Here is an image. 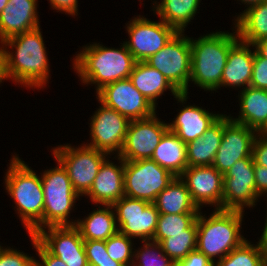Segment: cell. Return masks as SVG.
Here are the masks:
<instances>
[{"label":"cell","mask_w":267,"mask_h":266,"mask_svg":"<svg viewBox=\"0 0 267 266\" xmlns=\"http://www.w3.org/2000/svg\"><path fill=\"white\" fill-rule=\"evenodd\" d=\"M12 83L26 89L45 88L51 79L47 47L38 27L1 42Z\"/></svg>","instance_id":"6da1fadb"},{"label":"cell","mask_w":267,"mask_h":266,"mask_svg":"<svg viewBox=\"0 0 267 266\" xmlns=\"http://www.w3.org/2000/svg\"><path fill=\"white\" fill-rule=\"evenodd\" d=\"M120 44L115 48L90 42L73 55L72 68L82 85H95L96 93L109 83L130 77L136 61L125 43Z\"/></svg>","instance_id":"7a4b0ae2"},{"label":"cell","mask_w":267,"mask_h":266,"mask_svg":"<svg viewBox=\"0 0 267 266\" xmlns=\"http://www.w3.org/2000/svg\"><path fill=\"white\" fill-rule=\"evenodd\" d=\"M5 172V192L15 204L14 209L28 235L43 229L44 194L41 177L15 152Z\"/></svg>","instance_id":"3957f363"},{"label":"cell","mask_w":267,"mask_h":266,"mask_svg":"<svg viewBox=\"0 0 267 266\" xmlns=\"http://www.w3.org/2000/svg\"><path fill=\"white\" fill-rule=\"evenodd\" d=\"M231 30L216 29V32L195 39L190 37L192 63L189 87L193 83L206 92L221 90V78L230 48L239 40L234 26Z\"/></svg>","instance_id":"277c9868"},{"label":"cell","mask_w":267,"mask_h":266,"mask_svg":"<svg viewBox=\"0 0 267 266\" xmlns=\"http://www.w3.org/2000/svg\"><path fill=\"white\" fill-rule=\"evenodd\" d=\"M202 212L197 216L196 249L215 264L247 240L241 234L245 212L214 209L209 216Z\"/></svg>","instance_id":"5b68a950"},{"label":"cell","mask_w":267,"mask_h":266,"mask_svg":"<svg viewBox=\"0 0 267 266\" xmlns=\"http://www.w3.org/2000/svg\"><path fill=\"white\" fill-rule=\"evenodd\" d=\"M55 162L57 166L40 172L44 194L43 229L74 226L77 221L70 217L81 197L75 192L66 170Z\"/></svg>","instance_id":"8992f818"},{"label":"cell","mask_w":267,"mask_h":266,"mask_svg":"<svg viewBox=\"0 0 267 266\" xmlns=\"http://www.w3.org/2000/svg\"><path fill=\"white\" fill-rule=\"evenodd\" d=\"M50 151L53 158L66 170L75 192L81 199L89 192L102 163L110 156L83 142L80 146L59 144Z\"/></svg>","instance_id":"52a82bcc"},{"label":"cell","mask_w":267,"mask_h":266,"mask_svg":"<svg viewBox=\"0 0 267 266\" xmlns=\"http://www.w3.org/2000/svg\"><path fill=\"white\" fill-rule=\"evenodd\" d=\"M145 63L157 69L180 92L189 94L191 44L185 32H177L167 44Z\"/></svg>","instance_id":"ba28073f"},{"label":"cell","mask_w":267,"mask_h":266,"mask_svg":"<svg viewBox=\"0 0 267 266\" xmlns=\"http://www.w3.org/2000/svg\"><path fill=\"white\" fill-rule=\"evenodd\" d=\"M176 176L152 159L125 161V196L153 203Z\"/></svg>","instance_id":"9c48e42d"},{"label":"cell","mask_w":267,"mask_h":266,"mask_svg":"<svg viewBox=\"0 0 267 266\" xmlns=\"http://www.w3.org/2000/svg\"><path fill=\"white\" fill-rule=\"evenodd\" d=\"M125 29L128 41H123L136 62H145L161 50L177 31L164 21H152L143 15L134 16Z\"/></svg>","instance_id":"30bf717a"},{"label":"cell","mask_w":267,"mask_h":266,"mask_svg":"<svg viewBox=\"0 0 267 266\" xmlns=\"http://www.w3.org/2000/svg\"><path fill=\"white\" fill-rule=\"evenodd\" d=\"M112 207L119 232L140 242L153 240L160 215L153 203L124 196Z\"/></svg>","instance_id":"8fae6325"},{"label":"cell","mask_w":267,"mask_h":266,"mask_svg":"<svg viewBox=\"0 0 267 266\" xmlns=\"http://www.w3.org/2000/svg\"><path fill=\"white\" fill-rule=\"evenodd\" d=\"M260 201L256 194L254 161L249 156L238 160L224 174L222 209L245 212Z\"/></svg>","instance_id":"7c38bea8"},{"label":"cell","mask_w":267,"mask_h":266,"mask_svg":"<svg viewBox=\"0 0 267 266\" xmlns=\"http://www.w3.org/2000/svg\"><path fill=\"white\" fill-rule=\"evenodd\" d=\"M98 103L99 108H96L88 123L90 142L87 140L83 144L110 156H117L122 149L130 121L114 109L99 101Z\"/></svg>","instance_id":"4fadbf2b"},{"label":"cell","mask_w":267,"mask_h":266,"mask_svg":"<svg viewBox=\"0 0 267 266\" xmlns=\"http://www.w3.org/2000/svg\"><path fill=\"white\" fill-rule=\"evenodd\" d=\"M95 94L99 102L129 121L146 119L157 113V108L135 88L129 78L109 83Z\"/></svg>","instance_id":"5bb4252c"},{"label":"cell","mask_w":267,"mask_h":266,"mask_svg":"<svg viewBox=\"0 0 267 266\" xmlns=\"http://www.w3.org/2000/svg\"><path fill=\"white\" fill-rule=\"evenodd\" d=\"M158 114L152 117L129 122L125 140L118 156L124 161L151 159L153 151L168 130L166 123Z\"/></svg>","instance_id":"9a60e30c"},{"label":"cell","mask_w":267,"mask_h":266,"mask_svg":"<svg viewBox=\"0 0 267 266\" xmlns=\"http://www.w3.org/2000/svg\"><path fill=\"white\" fill-rule=\"evenodd\" d=\"M257 134L248 126L233 121L230 115L223 114V138L212 166L224 175L238 160L252 156Z\"/></svg>","instance_id":"2e32d148"},{"label":"cell","mask_w":267,"mask_h":266,"mask_svg":"<svg viewBox=\"0 0 267 266\" xmlns=\"http://www.w3.org/2000/svg\"><path fill=\"white\" fill-rule=\"evenodd\" d=\"M37 240L67 266H88L84 240L75 226H50L40 230Z\"/></svg>","instance_id":"e0dca14e"},{"label":"cell","mask_w":267,"mask_h":266,"mask_svg":"<svg viewBox=\"0 0 267 266\" xmlns=\"http://www.w3.org/2000/svg\"><path fill=\"white\" fill-rule=\"evenodd\" d=\"M179 177L200 210L206 205L222 209L224 175L214 166L187 167Z\"/></svg>","instance_id":"ac0fdd59"},{"label":"cell","mask_w":267,"mask_h":266,"mask_svg":"<svg viewBox=\"0 0 267 266\" xmlns=\"http://www.w3.org/2000/svg\"><path fill=\"white\" fill-rule=\"evenodd\" d=\"M188 98V94L185 93H180L175 97L177 103H180L179 105L182 107H179L180 110L177 109L179 112L173 121L168 122V129L186 144L202 137L205 131L223 115V112L213 113L202 106L193 105L187 102Z\"/></svg>","instance_id":"d6986e66"},{"label":"cell","mask_w":267,"mask_h":266,"mask_svg":"<svg viewBox=\"0 0 267 266\" xmlns=\"http://www.w3.org/2000/svg\"><path fill=\"white\" fill-rule=\"evenodd\" d=\"M109 156L101 165L89 192L85 195L95 206L113 205L122 197L124 192L125 161L120 156ZM110 158L113 160H110ZM117 160V164L114 162Z\"/></svg>","instance_id":"ffe728a7"},{"label":"cell","mask_w":267,"mask_h":266,"mask_svg":"<svg viewBox=\"0 0 267 266\" xmlns=\"http://www.w3.org/2000/svg\"><path fill=\"white\" fill-rule=\"evenodd\" d=\"M38 2V0H8L0 14V43L41 26Z\"/></svg>","instance_id":"44dd1931"},{"label":"cell","mask_w":267,"mask_h":266,"mask_svg":"<svg viewBox=\"0 0 267 266\" xmlns=\"http://www.w3.org/2000/svg\"><path fill=\"white\" fill-rule=\"evenodd\" d=\"M255 48L240 39L230 48L221 78L222 88L243 90L250 86Z\"/></svg>","instance_id":"7402d4cb"},{"label":"cell","mask_w":267,"mask_h":266,"mask_svg":"<svg viewBox=\"0 0 267 266\" xmlns=\"http://www.w3.org/2000/svg\"><path fill=\"white\" fill-rule=\"evenodd\" d=\"M238 117L230 118L257 133H267V90L249 86L238 92Z\"/></svg>","instance_id":"603a6c76"},{"label":"cell","mask_w":267,"mask_h":266,"mask_svg":"<svg viewBox=\"0 0 267 266\" xmlns=\"http://www.w3.org/2000/svg\"><path fill=\"white\" fill-rule=\"evenodd\" d=\"M129 79L135 88L156 108L159 97L167 90L173 97H177L180 92L160 73L145 62H136Z\"/></svg>","instance_id":"cb8c5ba5"},{"label":"cell","mask_w":267,"mask_h":266,"mask_svg":"<svg viewBox=\"0 0 267 266\" xmlns=\"http://www.w3.org/2000/svg\"><path fill=\"white\" fill-rule=\"evenodd\" d=\"M96 208L84 218H76L74 226L84 241H106L119 231L112 205H96Z\"/></svg>","instance_id":"d4e9b609"},{"label":"cell","mask_w":267,"mask_h":266,"mask_svg":"<svg viewBox=\"0 0 267 266\" xmlns=\"http://www.w3.org/2000/svg\"><path fill=\"white\" fill-rule=\"evenodd\" d=\"M202 0H153L150 11L177 32H185L197 15Z\"/></svg>","instance_id":"484cf974"},{"label":"cell","mask_w":267,"mask_h":266,"mask_svg":"<svg viewBox=\"0 0 267 266\" xmlns=\"http://www.w3.org/2000/svg\"><path fill=\"white\" fill-rule=\"evenodd\" d=\"M222 138L223 115L205 131L202 137L186 144L188 167L212 166Z\"/></svg>","instance_id":"4316f807"},{"label":"cell","mask_w":267,"mask_h":266,"mask_svg":"<svg viewBox=\"0 0 267 266\" xmlns=\"http://www.w3.org/2000/svg\"><path fill=\"white\" fill-rule=\"evenodd\" d=\"M151 159L179 177L188 167L186 143L168 129L153 151Z\"/></svg>","instance_id":"83f0119b"},{"label":"cell","mask_w":267,"mask_h":266,"mask_svg":"<svg viewBox=\"0 0 267 266\" xmlns=\"http://www.w3.org/2000/svg\"><path fill=\"white\" fill-rule=\"evenodd\" d=\"M160 214H199L186 184L176 177L153 202Z\"/></svg>","instance_id":"f1b7e54d"},{"label":"cell","mask_w":267,"mask_h":266,"mask_svg":"<svg viewBox=\"0 0 267 266\" xmlns=\"http://www.w3.org/2000/svg\"><path fill=\"white\" fill-rule=\"evenodd\" d=\"M232 17V25L241 41L253 45L259 40L267 39V1Z\"/></svg>","instance_id":"f546056e"},{"label":"cell","mask_w":267,"mask_h":266,"mask_svg":"<svg viewBox=\"0 0 267 266\" xmlns=\"http://www.w3.org/2000/svg\"><path fill=\"white\" fill-rule=\"evenodd\" d=\"M160 244L164 253L173 262L184 259L191 251L197 248V219L187 229V234L171 235Z\"/></svg>","instance_id":"4dcf8cb0"},{"label":"cell","mask_w":267,"mask_h":266,"mask_svg":"<svg viewBox=\"0 0 267 266\" xmlns=\"http://www.w3.org/2000/svg\"><path fill=\"white\" fill-rule=\"evenodd\" d=\"M198 214H160L153 240L162 242L171 235L187 234Z\"/></svg>","instance_id":"1f68e13d"},{"label":"cell","mask_w":267,"mask_h":266,"mask_svg":"<svg viewBox=\"0 0 267 266\" xmlns=\"http://www.w3.org/2000/svg\"><path fill=\"white\" fill-rule=\"evenodd\" d=\"M214 266H265L258 244L248 239L225 257L216 261Z\"/></svg>","instance_id":"d6a6232c"},{"label":"cell","mask_w":267,"mask_h":266,"mask_svg":"<svg viewBox=\"0 0 267 266\" xmlns=\"http://www.w3.org/2000/svg\"><path fill=\"white\" fill-rule=\"evenodd\" d=\"M139 248L134 247L132 266H174V262L164 253L160 242L141 241Z\"/></svg>","instance_id":"836d02e7"},{"label":"cell","mask_w":267,"mask_h":266,"mask_svg":"<svg viewBox=\"0 0 267 266\" xmlns=\"http://www.w3.org/2000/svg\"><path fill=\"white\" fill-rule=\"evenodd\" d=\"M133 240L118 231L105 241L108 255L124 266H132L135 247Z\"/></svg>","instance_id":"e575fe53"},{"label":"cell","mask_w":267,"mask_h":266,"mask_svg":"<svg viewBox=\"0 0 267 266\" xmlns=\"http://www.w3.org/2000/svg\"><path fill=\"white\" fill-rule=\"evenodd\" d=\"M84 249L89 265L94 266H124L122 263L113 260L107 253L106 242L87 240L84 241Z\"/></svg>","instance_id":"d590c367"},{"label":"cell","mask_w":267,"mask_h":266,"mask_svg":"<svg viewBox=\"0 0 267 266\" xmlns=\"http://www.w3.org/2000/svg\"><path fill=\"white\" fill-rule=\"evenodd\" d=\"M17 249L4 246L0 250V266H35L36 256Z\"/></svg>","instance_id":"8d00e7d4"},{"label":"cell","mask_w":267,"mask_h":266,"mask_svg":"<svg viewBox=\"0 0 267 266\" xmlns=\"http://www.w3.org/2000/svg\"><path fill=\"white\" fill-rule=\"evenodd\" d=\"M31 239L33 249L39 258H35V266H67L60 258L52 255L36 238L35 235H28Z\"/></svg>","instance_id":"74e56055"},{"label":"cell","mask_w":267,"mask_h":266,"mask_svg":"<svg viewBox=\"0 0 267 266\" xmlns=\"http://www.w3.org/2000/svg\"><path fill=\"white\" fill-rule=\"evenodd\" d=\"M250 86L267 90V59L261 57L256 51Z\"/></svg>","instance_id":"f35d334b"},{"label":"cell","mask_w":267,"mask_h":266,"mask_svg":"<svg viewBox=\"0 0 267 266\" xmlns=\"http://www.w3.org/2000/svg\"><path fill=\"white\" fill-rule=\"evenodd\" d=\"M252 157L255 164L267 168V133H258L252 145Z\"/></svg>","instance_id":"ab89813d"},{"label":"cell","mask_w":267,"mask_h":266,"mask_svg":"<svg viewBox=\"0 0 267 266\" xmlns=\"http://www.w3.org/2000/svg\"><path fill=\"white\" fill-rule=\"evenodd\" d=\"M174 266H214V263L204 253L196 249L184 259L174 262Z\"/></svg>","instance_id":"60d3db41"},{"label":"cell","mask_w":267,"mask_h":266,"mask_svg":"<svg viewBox=\"0 0 267 266\" xmlns=\"http://www.w3.org/2000/svg\"><path fill=\"white\" fill-rule=\"evenodd\" d=\"M254 176L256 185V194L267 202V168L254 163ZM267 207V203H266Z\"/></svg>","instance_id":"b9f144b4"},{"label":"cell","mask_w":267,"mask_h":266,"mask_svg":"<svg viewBox=\"0 0 267 266\" xmlns=\"http://www.w3.org/2000/svg\"><path fill=\"white\" fill-rule=\"evenodd\" d=\"M50 3V8L56 12L65 13L69 16H78V0H47Z\"/></svg>","instance_id":"7bdbcfd3"},{"label":"cell","mask_w":267,"mask_h":266,"mask_svg":"<svg viewBox=\"0 0 267 266\" xmlns=\"http://www.w3.org/2000/svg\"><path fill=\"white\" fill-rule=\"evenodd\" d=\"M267 209V207H266ZM265 223L263 226V229L261 230V236L258 238L259 241H257L256 243L259 246L261 255L263 257L264 260V264L265 266H267V210H266V215H265Z\"/></svg>","instance_id":"ee69618b"},{"label":"cell","mask_w":267,"mask_h":266,"mask_svg":"<svg viewBox=\"0 0 267 266\" xmlns=\"http://www.w3.org/2000/svg\"><path fill=\"white\" fill-rule=\"evenodd\" d=\"M10 81L8 72H7V64H6V56L3 49V46L0 43V85L4 81Z\"/></svg>","instance_id":"f6af8a7d"},{"label":"cell","mask_w":267,"mask_h":266,"mask_svg":"<svg viewBox=\"0 0 267 266\" xmlns=\"http://www.w3.org/2000/svg\"><path fill=\"white\" fill-rule=\"evenodd\" d=\"M255 51L263 58L267 59V39H262L253 44Z\"/></svg>","instance_id":"bcb514c9"},{"label":"cell","mask_w":267,"mask_h":266,"mask_svg":"<svg viewBox=\"0 0 267 266\" xmlns=\"http://www.w3.org/2000/svg\"><path fill=\"white\" fill-rule=\"evenodd\" d=\"M237 1H240L243 5H245L244 10H246L254 5H258L267 0H237Z\"/></svg>","instance_id":"7dc6e473"},{"label":"cell","mask_w":267,"mask_h":266,"mask_svg":"<svg viewBox=\"0 0 267 266\" xmlns=\"http://www.w3.org/2000/svg\"><path fill=\"white\" fill-rule=\"evenodd\" d=\"M8 3V0H0V14L3 11V9L6 7Z\"/></svg>","instance_id":"c3c4849f"}]
</instances>
